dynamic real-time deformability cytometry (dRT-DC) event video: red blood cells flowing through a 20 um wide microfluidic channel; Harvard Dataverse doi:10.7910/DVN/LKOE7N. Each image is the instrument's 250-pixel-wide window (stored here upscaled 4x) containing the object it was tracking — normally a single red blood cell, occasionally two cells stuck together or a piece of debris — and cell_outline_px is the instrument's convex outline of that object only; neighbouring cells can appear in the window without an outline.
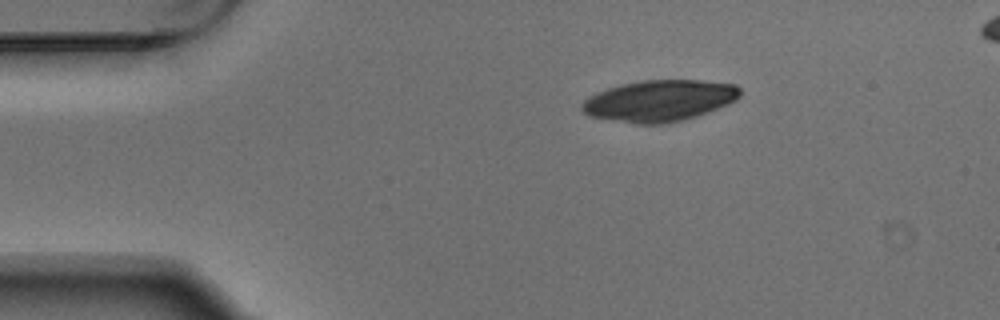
{"species": "Egyptian fruit bat (a non-hibernating species)", "species_latin": "Rousettus aegyptiacus", "temperature_condition": "warm", "stored_images_in_passage": 2, "camera_frame_rate_fps": 3000, "um_per_image_px": 0.085, "animal": {"sex": "male"}, "frame": {"image": 1, "passage_image": 1, "time_ms": 0.0, "image_size_px": [1000, 320], "cell_outline_px": [[740, 96], [736, 100], [728, 104], [708, 112], [684, 120], [664, 124], [636, 124], [588, 116], [580, 108], [580, 104], [588, 96], [608, 88], [624, 84], [644, 80], [700, 80], [736, 84], [740, 88]], "centroid_in_image_um": [56.05, 8.57], "position_along_channel_um": 29.0, "area_um2": 38.21}}